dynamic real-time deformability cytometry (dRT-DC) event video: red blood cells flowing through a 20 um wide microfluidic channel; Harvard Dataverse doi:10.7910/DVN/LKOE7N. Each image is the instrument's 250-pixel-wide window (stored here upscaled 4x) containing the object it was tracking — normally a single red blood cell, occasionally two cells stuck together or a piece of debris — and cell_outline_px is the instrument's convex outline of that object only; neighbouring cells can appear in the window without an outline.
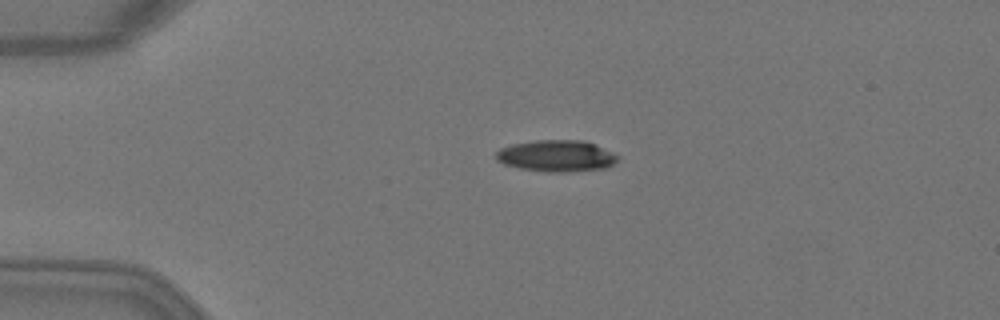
{"species": "Egyptian fruit bat (a non-hibernating species)", "species_latin": "Rousettus aegyptiacus", "temperature_condition": "warm", "stored_images_in_passage": 4, "camera_frame_rate_fps": 3000, "um_per_image_px": 0.085, "animal": {"sex": "female"}, "frame": {"image": 1, "passage_image": 3, "time_ms": 0.667, "image_size_px": [1000, 320], "cell_outline_px": [[616, 160], [612, 164], [604, 168], [568, 172], [548, 172], [520, 168], [504, 164], [496, 160], [496, 152], [500, 148], [512, 144], [536, 140], [584, 140], [596, 144], [612, 152], [616, 156]], "centroid_in_image_um": [47.26, 13.24], "position_along_channel_um": 37.7, "area_um2": 22.25}}